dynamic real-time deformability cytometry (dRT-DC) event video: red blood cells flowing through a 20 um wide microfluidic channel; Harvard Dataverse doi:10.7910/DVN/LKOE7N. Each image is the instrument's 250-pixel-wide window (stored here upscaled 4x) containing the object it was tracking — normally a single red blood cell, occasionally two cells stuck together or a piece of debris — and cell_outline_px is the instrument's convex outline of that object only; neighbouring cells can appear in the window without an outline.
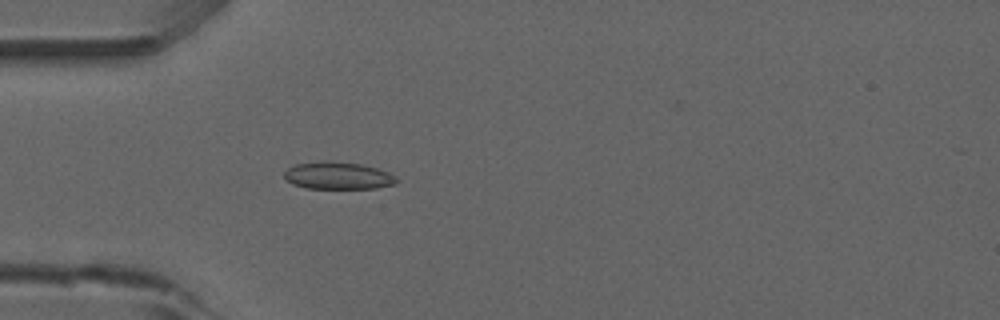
{"species": "common noctule bat (a hibernating species)", "species_latin": "Nyctalus noctula", "temperature_condition": "room temperature", "stored_images_in_passage": 53, "camera_frame_rate_fps": 3000, "um_per_image_px": 0.085, "animal": {"sex": "male", "forearm_length_mm": 52.5}, "frame": {"image": 1, "passage_image": 16, "time_ms": 5.0, "image_size_px": [1000, 320], "cell_outline_px": [[396, 184], [376, 188], [304, 188], [292, 184], [284, 180], [284, 172], [288, 168], [296, 164], [324, 160], [360, 164], [376, 168], [388, 172], [396, 176]], "centroid_in_image_um": [28.69, 14.93], "position_along_channel_um": 56.3, "area_um2": 17.92}}
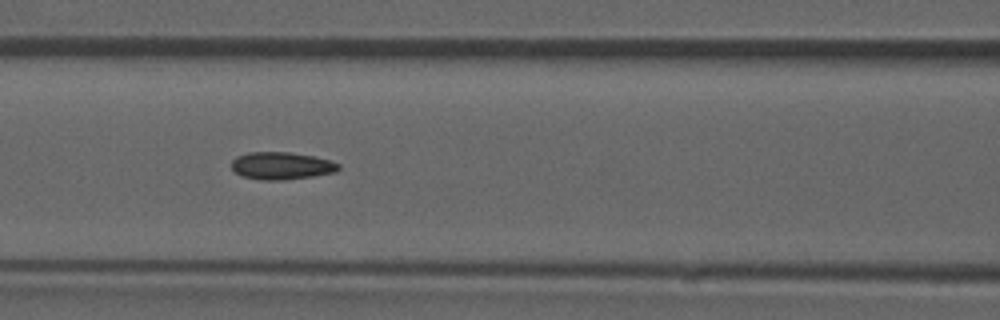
{"frame": {"image": 2, "passage_image": 23, "time_ms": 7.333, "image_size_px": [1000, 320], "cell_outline_px": [[340, 168], [336, 172], [312, 176], [284, 180], [260, 180], [244, 176], [236, 172], [232, 168], [232, 160], [236, 156], [248, 152], [288, 152], [312, 156], [328, 160], [340, 164]], "centroid_in_image_um": [23.92, 14.09], "position_along_channel_um": 142.7, "area_um2": 16.99}, "authors_computed_cell_mechanics": {"area_um2": 16.8198, "velocity_mm_per_s": 3.9122, "shape_relaxation_time_tau1_ms": null, "shape_relaxation_time_tau2_ms": 5.2192, "deformation_change_tau1": null, "deformation_change_tau2": 0.082}}